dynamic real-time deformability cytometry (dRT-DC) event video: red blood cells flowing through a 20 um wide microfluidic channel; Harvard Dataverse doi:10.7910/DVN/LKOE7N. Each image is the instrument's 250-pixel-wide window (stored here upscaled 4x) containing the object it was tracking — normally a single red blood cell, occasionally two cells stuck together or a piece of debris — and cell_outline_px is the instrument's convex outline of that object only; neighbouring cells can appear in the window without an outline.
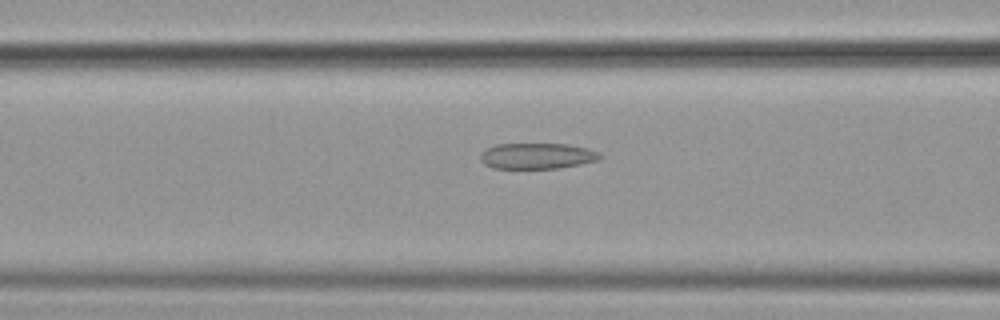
{"species": "common noctule bat (a hibernating species)", "species_latin": "Nyctalus noctula", "temperature_condition": "cold", "stored_images_in_passage": 56, "camera_frame_rate_fps": 3000, "um_per_image_px": 0.085, "animal": {"sex": "female", "body_mass_g": 19.9}, "frame": {"image": 1, "passage_image": 23, "time_ms": 7.333, "image_size_px": [1000, 320], "cell_outline_px": [[604, 156], [600, 160], [560, 168], [492, 168], [484, 164], [480, 160], [480, 152], [496, 144], [568, 144], [588, 148], [600, 152]], "centroid_in_image_um": [45.69, 13.25], "position_along_channel_um": 120.9, "area_um2": 18.21}}
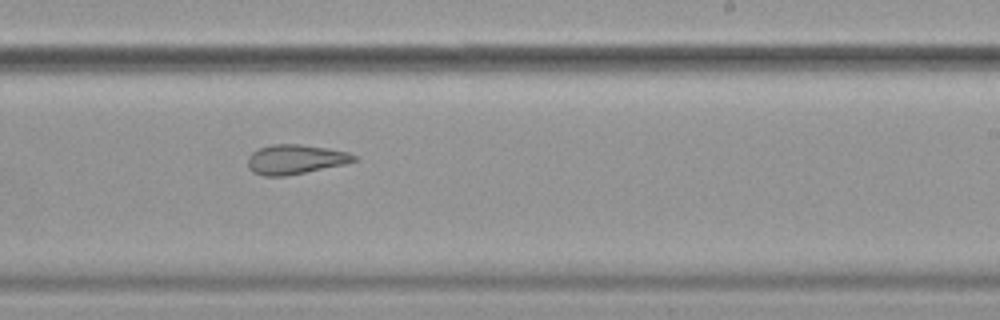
{"frame": {"image": 2, "passage_image": 35, "time_ms": 11.333, "image_size_px": [1000, 320], "cell_outline_px": [[356, 160], [344, 164], [284, 176], [264, 176], [252, 172], [248, 168], [248, 156], [252, 152], [260, 148], [272, 144], [300, 144], [328, 148], [348, 152], [356, 156]], "centroid_in_image_um": [25.07, 13.54], "position_along_channel_um": 263.9, "area_um2": 18.15}}
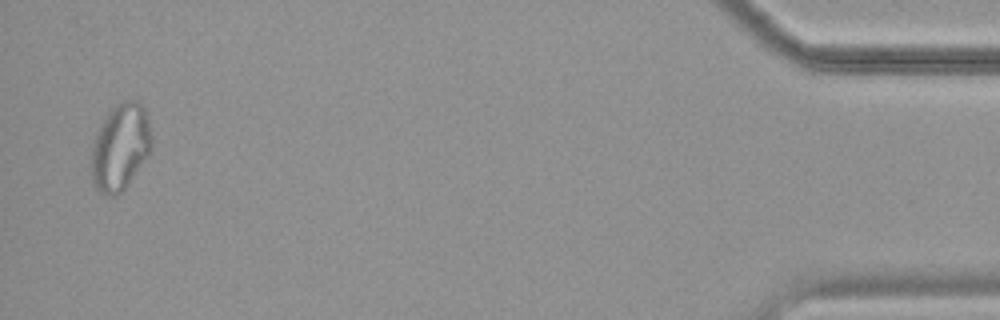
{"frame": {"image": 3, "passage_image": 55, "time_ms": 18.0, "image_size_px": [1000, 320], "cell_outline_px": [[152, 148], [148, 156], [124, 188], [116, 196], [104, 196], [96, 188], [92, 180], [92, 148], [96, 132], [100, 124], [108, 112], [116, 104], [124, 100], [136, 100], [144, 108], [148, 116], [152, 136]], "centroid_in_image_um": [10.24, 12.48], "position_along_channel_um": 425.0, "area_um2": 30.46}, "authors_computed_cell_mechanics": {"area_um2": 22.6576, "velocity_mm_per_s": 3.5884, "shape_relaxation_time_tau1_ms": null, "shape_relaxation_time_tau2_ms": 2.0405, "deformation_change_tau1": null, "deformation_change_tau2": 0.0925}}